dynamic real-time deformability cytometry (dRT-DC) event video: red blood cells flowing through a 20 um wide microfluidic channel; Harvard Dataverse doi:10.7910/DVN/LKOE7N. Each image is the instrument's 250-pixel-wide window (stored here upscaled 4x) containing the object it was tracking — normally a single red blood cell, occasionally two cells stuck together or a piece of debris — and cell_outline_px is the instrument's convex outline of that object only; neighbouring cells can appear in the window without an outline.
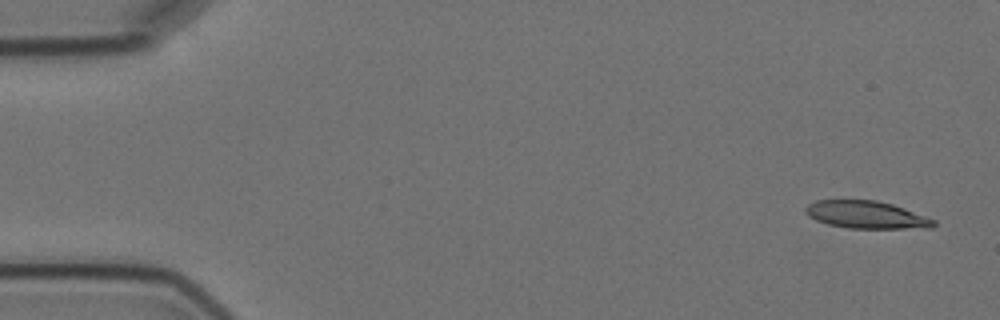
{"species": "Egyptian fruit bat (a non-hibernating species)", "species_latin": "Rousettus aegyptiacus", "temperature_condition": "cold", "stored_images_in_passage": 4, "camera_frame_rate_fps": 3000, "um_per_image_px": 0.085, "animal": {"sex": "female"}, "frame": {"image": 1, "passage_image": 1, "time_ms": 0.0, "image_size_px": [1000, 320], "cell_outline_px": [[936, 224], [932, 228], [848, 228], [828, 224], [816, 220], [808, 216], [804, 212], [804, 208], [808, 204], [816, 200], [876, 200], [892, 204], [904, 208], [936, 220]], "centroid_in_image_um": [73.63, 18.25], "position_along_channel_um": 11.4, "area_um2": 20.58}}
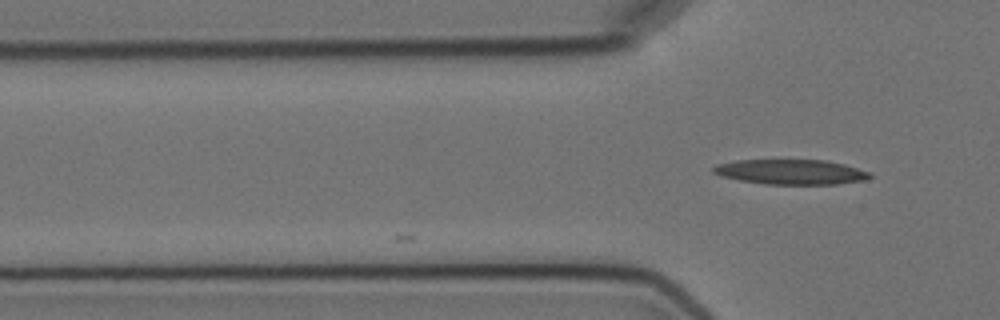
{"frame": {"image": 2, "passage_image": 4, "time_ms": 4.667, "image_size_px": [1000, 320], "cell_outline_px": [[872, 176], [864, 180], [836, 184], [764, 184], [740, 180], [720, 176], [712, 172], [712, 168], [716, 164], [736, 160], [828, 160], [844, 164], [872, 172]], "centroid_in_image_um": [67.22, 14.61], "position_along_channel_um": 58.6, "area_um2": 22.89}}